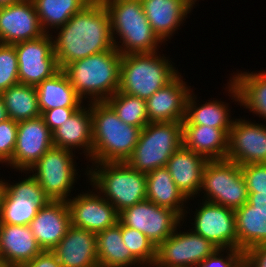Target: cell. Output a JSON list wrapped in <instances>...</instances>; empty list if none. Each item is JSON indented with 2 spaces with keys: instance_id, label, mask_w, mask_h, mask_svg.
I'll return each instance as SVG.
<instances>
[{
  "instance_id": "ba28073f",
  "label": "cell",
  "mask_w": 266,
  "mask_h": 267,
  "mask_svg": "<svg viewBox=\"0 0 266 267\" xmlns=\"http://www.w3.org/2000/svg\"><path fill=\"white\" fill-rule=\"evenodd\" d=\"M198 196L233 210L242 207L249 193L241 167L228 159L208 160Z\"/></svg>"
},
{
  "instance_id": "d6a6232c",
  "label": "cell",
  "mask_w": 266,
  "mask_h": 267,
  "mask_svg": "<svg viewBox=\"0 0 266 267\" xmlns=\"http://www.w3.org/2000/svg\"><path fill=\"white\" fill-rule=\"evenodd\" d=\"M43 31L53 34L93 0H32ZM52 29V30H51ZM51 31V32H50Z\"/></svg>"
},
{
  "instance_id": "cb8c5ba5",
  "label": "cell",
  "mask_w": 266,
  "mask_h": 267,
  "mask_svg": "<svg viewBox=\"0 0 266 267\" xmlns=\"http://www.w3.org/2000/svg\"><path fill=\"white\" fill-rule=\"evenodd\" d=\"M143 11L148 19L153 32L163 42L171 38L193 8L184 0H141Z\"/></svg>"
},
{
  "instance_id": "1f68e13d",
  "label": "cell",
  "mask_w": 266,
  "mask_h": 267,
  "mask_svg": "<svg viewBox=\"0 0 266 267\" xmlns=\"http://www.w3.org/2000/svg\"><path fill=\"white\" fill-rule=\"evenodd\" d=\"M41 113L58 107H81L83 100L60 69L52 77L44 79L36 86Z\"/></svg>"
},
{
  "instance_id": "52a82bcc",
  "label": "cell",
  "mask_w": 266,
  "mask_h": 267,
  "mask_svg": "<svg viewBox=\"0 0 266 267\" xmlns=\"http://www.w3.org/2000/svg\"><path fill=\"white\" fill-rule=\"evenodd\" d=\"M182 145V122H149L141 130L134 151L125 162L139 172L148 173L165 167Z\"/></svg>"
},
{
  "instance_id": "7c38bea8",
  "label": "cell",
  "mask_w": 266,
  "mask_h": 267,
  "mask_svg": "<svg viewBox=\"0 0 266 267\" xmlns=\"http://www.w3.org/2000/svg\"><path fill=\"white\" fill-rule=\"evenodd\" d=\"M183 219L173 210L143 200L119 212V222L143 233L157 248Z\"/></svg>"
},
{
  "instance_id": "ffe728a7",
  "label": "cell",
  "mask_w": 266,
  "mask_h": 267,
  "mask_svg": "<svg viewBox=\"0 0 266 267\" xmlns=\"http://www.w3.org/2000/svg\"><path fill=\"white\" fill-rule=\"evenodd\" d=\"M71 226L67 201L51 200L29 223L32 234L43 251H52Z\"/></svg>"
},
{
  "instance_id": "6da1fadb",
  "label": "cell",
  "mask_w": 266,
  "mask_h": 267,
  "mask_svg": "<svg viewBox=\"0 0 266 267\" xmlns=\"http://www.w3.org/2000/svg\"><path fill=\"white\" fill-rule=\"evenodd\" d=\"M53 33H56L52 35L53 48L60 69L115 47L110 16L101 0H93Z\"/></svg>"
},
{
  "instance_id": "681fc988",
  "label": "cell",
  "mask_w": 266,
  "mask_h": 267,
  "mask_svg": "<svg viewBox=\"0 0 266 267\" xmlns=\"http://www.w3.org/2000/svg\"><path fill=\"white\" fill-rule=\"evenodd\" d=\"M0 267H10V266L0 257Z\"/></svg>"
},
{
  "instance_id": "e575fe53",
  "label": "cell",
  "mask_w": 266,
  "mask_h": 267,
  "mask_svg": "<svg viewBox=\"0 0 266 267\" xmlns=\"http://www.w3.org/2000/svg\"><path fill=\"white\" fill-rule=\"evenodd\" d=\"M106 102L117 113L118 118L128 125L143 129L149 123L146 100L117 91Z\"/></svg>"
},
{
  "instance_id": "7402d4cb",
  "label": "cell",
  "mask_w": 266,
  "mask_h": 267,
  "mask_svg": "<svg viewBox=\"0 0 266 267\" xmlns=\"http://www.w3.org/2000/svg\"><path fill=\"white\" fill-rule=\"evenodd\" d=\"M225 85L228 96L240 108L249 110L266 123V71H237L231 73ZM230 94V95H229Z\"/></svg>"
},
{
  "instance_id": "2e32d148",
  "label": "cell",
  "mask_w": 266,
  "mask_h": 267,
  "mask_svg": "<svg viewBox=\"0 0 266 267\" xmlns=\"http://www.w3.org/2000/svg\"><path fill=\"white\" fill-rule=\"evenodd\" d=\"M266 124L236 118L229 130L226 159L239 166L266 163Z\"/></svg>"
},
{
  "instance_id": "7a4b0ae2",
  "label": "cell",
  "mask_w": 266,
  "mask_h": 267,
  "mask_svg": "<svg viewBox=\"0 0 266 267\" xmlns=\"http://www.w3.org/2000/svg\"><path fill=\"white\" fill-rule=\"evenodd\" d=\"M121 60L120 52L112 47L69 63L62 70L83 101L102 102L119 90Z\"/></svg>"
},
{
  "instance_id": "3957f363",
  "label": "cell",
  "mask_w": 266,
  "mask_h": 267,
  "mask_svg": "<svg viewBox=\"0 0 266 267\" xmlns=\"http://www.w3.org/2000/svg\"><path fill=\"white\" fill-rule=\"evenodd\" d=\"M92 156L87 162H125L133 153L141 128L122 122L106 102H90Z\"/></svg>"
},
{
  "instance_id": "4316f807",
  "label": "cell",
  "mask_w": 266,
  "mask_h": 267,
  "mask_svg": "<svg viewBox=\"0 0 266 267\" xmlns=\"http://www.w3.org/2000/svg\"><path fill=\"white\" fill-rule=\"evenodd\" d=\"M42 251L29 225L0 224V257L10 267L29 262Z\"/></svg>"
},
{
  "instance_id": "5b68a950",
  "label": "cell",
  "mask_w": 266,
  "mask_h": 267,
  "mask_svg": "<svg viewBox=\"0 0 266 267\" xmlns=\"http://www.w3.org/2000/svg\"><path fill=\"white\" fill-rule=\"evenodd\" d=\"M84 170L87 183L118 212L146 199V173L131 168L126 162L92 163Z\"/></svg>"
},
{
  "instance_id": "8992f818",
  "label": "cell",
  "mask_w": 266,
  "mask_h": 267,
  "mask_svg": "<svg viewBox=\"0 0 266 267\" xmlns=\"http://www.w3.org/2000/svg\"><path fill=\"white\" fill-rule=\"evenodd\" d=\"M160 53L122 55L118 91L147 100L170 83L180 72L170 57Z\"/></svg>"
},
{
  "instance_id": "8fae6325",
  "label": "cell",
  "mask_w": 266,
  "mask_h": 267,
  "mask_svg": "<svg viewBox=\"0 0 266 267\" xmlns=\"http://www.w3.org/2000/svg\"><path fill=\"white\" fill-rule=\"evenodd\" d=\"M184 221L156 248L153 267H196L218 249L190 228L181 231Z\"/></svg>"
},
{
  "instance_id": "4dcf8cb0",
  "label": "cell",
  "mask_w": 266,
  "mask_h": 267,
  "mask_svg": "<svg viewBox=\"0 0 266 267\" xmlns=\"http://www.w3.org/2000/svg\"><path fill=\"white\" fill-rule=\"evenodd\" d=\"M98 264L103 267H144L125 246L121 223L96 233Z\"/></svg>"
},
{
  "instance_id": "5bb4252c",
  "label": "cell",
  "mask_w": 266,
  "mask_h": 267,
  "mask_svg": "<svg viewBox=\"0 0 266 267\" xmlns=\"http://www.w3.org/2000/svg\"><path fill=\"white\" fill-rule=\"evenodd\" d=\"M200 205V206H199ZM189 221L196 234L211 241L218 248H237L235 212L220 204L202 200Z\"/></svg>"
},
{
  "instance_id": "60d3db41",
  "label": "cell",
  "mask_w": 266,
  "mask_h": 267,
  "mask_svg": "<svg viewBox=\"0 0 266 267\" xmlns=\"http://www.w3.org/2000/svg\"><path fill=\"white\" fill-rule=\"evenodd\" d=\"M80 107H58L41 113L45 124L53 133L62 126Z\"/></svg>"
},
{
  "instance_id": "9a60e30c",
  "label": "cell",
  "mask_w": 266,
  "mask_h": 267,
  "mask_svg": "<svg viewBox=\"0 0 266 267\" xmlns=\"http://www.w3.org/2000/svg\"><path fill=\"white\" fill-rule=\"evenodd\" d=\"M53 146V133L41 115L19 121L13 157L6 166L22 174L23 171L30 170Z\"/></svg>"
},
{
  "instance_id": "ee69618b",
  "label": "cell",
  "mask_w": 266,
  "mask_h": 267,
  "mask_svg": "<svg viewBox=\"0 0 266 267\" xmlns=\"http://www.w3.org/2000/svg\"><path fill=\"white\" fill-rule=\"evenodd\" d=\"M6 119H8V114L4 105L3 98L0 95V122L5 121Z\"/></svg>"
},
{
  "instance_id": "d590c367",
  "label": "cell",
  "mask_w": 266,
  "mask_h": 267,
  "mask_svg": "<svg viewBox=\"0 0 266 267\" xmlns=\"http://www.w3.org/2000/svg\"><path fill=\"white\" fill-rule=\"evenodd\" d=\"M122 240L131 254L144 266L153 267L156 247L143 233L121 224Z\"/></svg>"
},
{
  "instance_id": "b9f144b4",
  "label": "cell",
  "mask_w": 266,
  "mask_h": 267,
  "mask_svg": "<svg viewBox=\"0 0 266 267\" xmlns=\"http://www.w3.org/2000/svg\"><path fill=\"white\" fill-rule=\"evenodd\" d=\"M17 267H62V265L52 251H42L31 261L20 264Z\"/></svg>"
},
{
  "instance_id": "30bf717a",
  "label": "cell",
  "mask_w": 266,
  "mask_h": 267,
  "mask_svg": "<svg viewBox=\"0 0 266 267\" xmlns=\"http://www.w3.org/2000/svg\"><path fill=\"white\" fill-rule=\"evenodd\" d=\"M23 173L26 178L21 177V180L14 181L15 183L4 179L0 224L29 225L37 212L51 201L38 181L28 171Z\"/></svg>"
},
{
  "instance_id": "74e56055",
  "label": "cell",
  "mask_w": 266,
  "mask_h": 267,
  "mask_svg": "<svg viewBox=\"0 0 266 267\" xmlns=\"http://www.w3.org/2000/svg\"><path fill=\"white\" fill-rule=\"evenodd\" d=\"M18 122L6 119L0 122V164L6 165L13 157L16 146Z\"/></svg>"
},
{
  "instance_id": "f1b7e54d",
  "label": "cell",
  "mask_w": 266,
  "mask_h": 267,
  "mask_svg": "<svg viewBox=\"0 0 266 267\" xmlns=\"http://www.w3.org/2000/svg\"><path fill=\"white\" fill-rule=\"evenodd\" d=\"M146 199L164 208L175 211L183 220H187L190 209L189 200L178 189L166 167L146 173ZM189 209V211H187ZM187 214V215H186Z\"/></svg>"
},
{
  "instance_id": "f546056e",
  "label": "cell",
  "mask_w": 266,
  "mask_h": 267,
  "mask_svg": "<svg viewBox=\"0 0 266 267\" xmlns=\"http://www.w3.org/2000/svg\"><path fill=\"white\" fill-rule=\"evenodd\" d=\"M193 90H191L187 98L182 125H202L219 129H231L235 118L230 115L229 103L223 102L221 99L214 100L213 98L212 101H203V104H199L197 95Z\"/></svg>"
},
{
  "instance_id": "7dc6e473",
  "label": "cell",
  "mask_w": 266,
  "mask_h": 267,
  "mask_svg": "<svg viewBox=\"0 0 266 267\" xmlns=\"http://www.w3.org/2000/svg\"><path fill=\"white\" fill-rule=\"evenodd\" d=\"M184 1L193 8V7L197 6L196 4H197L198 0H184Z\"/></svg>"
},
{
  "instance_id": "ab89813d",
  "label": "cell",
  "mask_w": 266,
  "mask_h": 267,
  "mask_svg": "<svg viewBox=\"0 0 266 267\" xmlns=\"http://www.w3.org/2000/svg\"><path fill=\"white\" fill-rule=\"evenodd\" d=\"M244 257V253L237 248H218L196 267H235Z\"/></svg>"
},
{
  "instance_id": "7bdbcfd3",
  "label": "cell",
  "mask_w": 266,
  "mask_h": 267,
  "mask_svg": "<svg viewBox=\"0 0 266 267\" xmlns=\"http://www.w3.org/2000/svg\"><path fill=\"white\" fill-rule=\"evenodd\" d=\"M252 267H266V243L255 246L244 253Z\"/></svg>"
},
{
  "instance_id": "bcb514c9",
  "label": "cell",
  "mask_w": 266,
  "mask_h": 267,
  "mask_svg": "<svg viewBox=\"0 0 266 267\" xmlns=\"http://www.w3.org/2000/svg\"><path fill=\"white\" fill-rule=\"evenodd\" d=\"M18 1H20V0H0V7L1 6H7L9 4H12V3H15Z\"/></svg>"
},
{
  "instance_id": "603a6c76",
  "label": "cell",
  "mask_w": 266,
  "mask_h": 267,
  "mask_svg": "<svg viewBox=\"0 0 266 267\" xmlns=\"http://www.w3.org/2000/svg\"><path fill=\"white\" fill-rule=\"evenodd\" d=\"M52 252L62 267L98 266L96 233L70 226Z\"/></svg>"
},
{
  "instance_id": "277c9868",
  "label": "cell",
  "mask_w": 266,
  "mask_h": 267,
  "mask_svg": "<svg viewBox=\"0 0 266 267\" xmlns=\"http://www.w3.org/2000/svg\"><path fill=\"white\" fill-rule=\"evenodd\" d=\"M101 1L110 16L114 46L121 55L159 51L163 42L153 32L141 0Z\"/></svg>"
},
{
  "instance_id": "d4e9b609",
  "label": "cell",
  "mask_w": 266,
  "mask_h": 267,
  "mask_svg": "<svg viewBox=\"0 0 266 267\" xmlns=\"http://www.w3.org/2000/svg\"><path fill=\"white\" fill-rule=\"evenodd\" d=\"M207 162L205 157L183 145L168 160L165 167L170 172L178 189L188 200H194L198 197L203 170Z\"/></svg>"
},
{
  "instance_id": "f35d334b",
  "label": "cell",
  "mask_w": 266,
  "mask_h": 267,
  "mask_svg": "<svg viewBox=\"0 0 266 267\" xmlns=\"http://www.w3.org/2000/svg\"><path fill=\"white\" fill-rule=\"evenodd\" d=\"M249 195H266V163L240 166Z\"/></svg>"
},
{
  "instance_id": "f6af8a7d",
  "label": "cell",
  "mask_w": 266,
  "mask_h": 267,
  "mask_svg": "<svg viewBox=\"0 0 266 267\" xmlns=\"http://www.w3.org/2000/svg\"><path fill=\"white\" fill-rule=\"evenodd\" d=\"M235 267H252V265L243 257Z\"/></svg>"
},
{
  "instance_id": "484cf974",
  "label": "cell",
  "mask_w": 266,
  "mask_h": 267,
  "mask_svg": "<svg viewBox=\"0 0 266 267\" xmlns=\"http://www.w3.org/2000/svg\"><path fill=\"white\" fill-rule=\"evenodd\" d=\"M55 147L76 152L82 150L87 161L92 156V115L90 103L81 106L61 127L53 132Z\"/></svg>"
},
{
  "instance_id": "e0dca14e",
  "label": "cell",
  "mask_w": 266,
  "mask_h": 267,
  "mask_svg": "<svg viewBox=\"0 0 266 267\" xmlns=\"http://www.w3.org/2000/svg\"><path fill=\"white\" fill-rule=\"evenodd\" d=\"M81 191L67 201L72 226L98 233L119 222V212L95 188Z\"/></svg>"
},
{
  "instance_id": "d6986e66",
  "label": "cell",
  "mask_w": 266,
  "mask_h": 267,
  "mask_svg": "<svg viewBox=\"0 0 266 267\" xmlns=\"http://www.w3.org/2000/svg\"><path fill=\"white\" fill-rule=\"evenodd\" d=\"M179 73L165 87L156 91L146 100L149 122H182L185 117L186 102L192 88L183 81Z\"/></svg>"
},
{
  "instance_id": "836d02e7",
  "label": "cell",
  "mask_w": 266,
  "mask_h": 267,
  "mask_svg": "<svg viewBox=\"0 0 266 267\" xmlns=\"http://www.w3.org/2000/svg\"><path fill=\"white\" fill-rule=\"evenodd\" d=\"M3 98L8 118L22 121L41 115L35 86L17 84L0 93Z\"/></svg>"
},
{
  "instance_id": "c3c4849f",
  "label": "cell",
  "mask_w": 266,
  "mask_h": 267,
  "mask_svg": "<svg viewBox=\"0 0 266 267\" xmlns=\"http://www.w3.org/2000/svg\"><path fill=\"white\" fill-rule=\"evenodd\" d=\"M3 188H4V179L2 180V177L0 179V201H1V195L3 192Z\"/></svg>"
},
{
  "instance_id": "8d00e7d4",
  "label": "cell",
  "mask_w": 266,
  "mask_h": 267,
  "mask_svg": "<svg viewBox=\"0 0 266 267\" xmlns=\"http://www.w3.org/2000/svg\"><path fill=\"white\" fill-rule=\"evenodd\" d=\"M19 84L18 59L14 45L0 43V93Z\"/></svg>"
},
{
  "instance_id": "4fadbf2b",
  "label": "cell",
  "mask_w": 266,
  "mask_h": 267,
  "mask_svg": "<svg viewBox=\"0 0 266 267\" xmlns=\"http://www.w3.org/2000/svg\"><path fill=\"white\" fill-rule=\"evenodd\" d=\"M13 45L18 59L20 84L36 87L60 70L54 53L52 34Z\"/></svg>"
},
{
  "instance_id": "ac0fdd59",
  "label": "cell",
  "mask_w": 266,
  "mask_h": 267,
  "mask_svg": "<svg viewBox=\"0 0 266 267\" xmlns=\"http://www.w3.org/2000/svg\"><path fill=\"white\" fill-rule=\"evenodd\" d=\"M45 34L32 0L0 7V43L13 45Z\"/></svg>"
},
{
  "instance_id": "83f0119b",
  "label": "cell",
  "mask_w": 266,
  "mask_h": 267,
  "mask_svg": "<svg viewBox=\"0 0 266 267\" xmlns=\"http://www.w3.org/2000/svg\"><path fill=\"white\" fill-rule=\"evenodd\" d=\"M230 129L182 125L183 146L207 160L226 159Z\"/></svg>"
},
{
  "instance_id": "44dd1931",
  "label": "cell",
  "mask_w": 266,
  "mask_h": 267,
  "mask_svg": "<svg viewBox=\"0 0 266 267\" xmlns=\"http://www.w3.org/2000/svg\"><path fill=\"white\" fill-rule=\"evenodd\" d=\"M234 212L239 250L245 253L266 243V195H249Z\"/></svg>"
},
{
  "instance_id": "9c48e42d",
  "label": "cell",
  "mask_w": 266,
  "mask_h": 267,
  "mask_svg": "<svg viewBox=\"0 0 266 267\" xmlns=\"http://www.w3.org/2000/svg\"><path fill=\"white\" fill-rule=\"evenodd\" d=\"M76 158L78 156L75 157L73 151L53 146L28 172L38 181L50 200L68 201L73 195L71 191L75 190V182L81 176L78 175Z\"/></svg>"
}]
</instances>
